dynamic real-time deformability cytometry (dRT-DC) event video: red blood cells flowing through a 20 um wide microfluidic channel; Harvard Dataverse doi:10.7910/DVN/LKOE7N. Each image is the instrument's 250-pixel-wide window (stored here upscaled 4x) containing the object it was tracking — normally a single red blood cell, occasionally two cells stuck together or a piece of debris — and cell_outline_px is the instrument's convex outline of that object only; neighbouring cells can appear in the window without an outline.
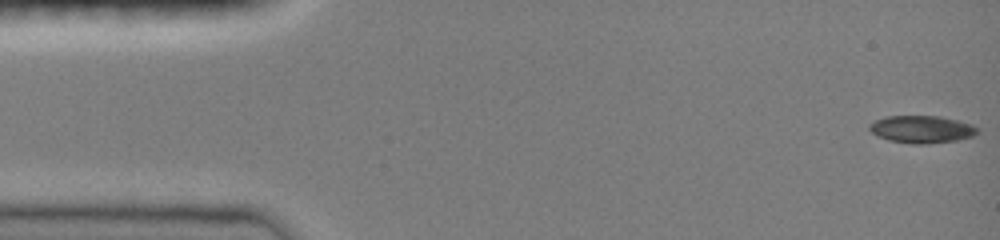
{"species": "common noctule bat (a hibernating species)", "species_latin": "Nyctalus noctula", "temperature_condition": "room temperature", "stored_images_in_passage": 47, "camera_frame_rate_fps": 3000, "um_per_image_px": 0.085, "animal": {"sex": "female", "body_mass_g": 19.0, "forearm_length_mm": 51.5}, "frame": {"image": 1, "passage_image": 1, "time_ms": 0.0, "image_size_px": [1000, 240], "cell_outline_px": [[980, 132], [972, 136], [956, 140], [928, 144], [912, 144], [888, 140], [876, 136], [868, 128], [868, 124], [884, 116], [940, 116], [972, 124], [980, 128]], "centroid_in_image_um": [78.34, 10.99], "position_along_channel_um": 6.7, "area_um2": 17.46}}
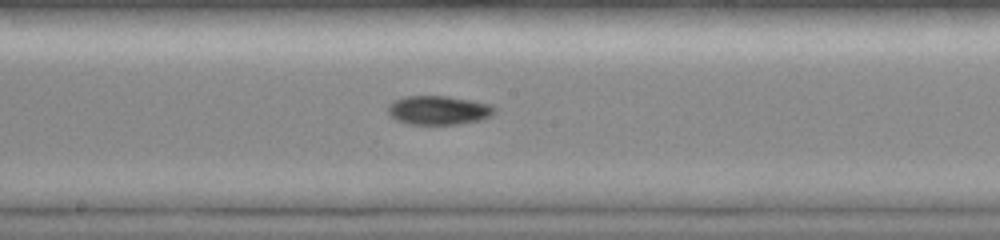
{"frame": {"image": 2, "passage_image": 25, "time_ms": 8.0, "image_size_px": [1000, 240], "cell_outline_px": [[496, 112], [492, 116], [480, 120], [456, 124], [408, 124], [396, 120], [388, 116], [388, 104], [404, 96], [448, 96], [472, 100], [492, 104], [496, 108]], "centroid_in_image_um": [37.29, 9.36], "position_along_channel_um": 210.9, "area_um2": 18.21}}
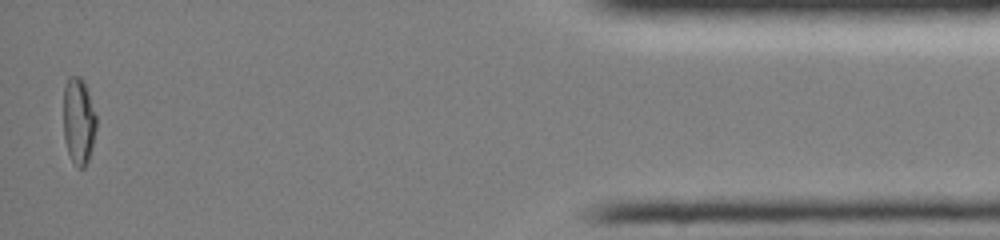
{"frame": {"image": 3, "passage_image": 46, "time_ms": 15.0, "image_size_px": [1000, 240], "cell_outline_px": [[96, 128], [88, 160], [84, 168], [76, 168], [68, 152], [64, 140], [64, 88], [68, 76], [80, 76], [84, 80], [96, 116]], "centroid_in_image_um": [6.67, 10.27], "position_along_channel_um": 428.5, "area_um2": 16.53}}